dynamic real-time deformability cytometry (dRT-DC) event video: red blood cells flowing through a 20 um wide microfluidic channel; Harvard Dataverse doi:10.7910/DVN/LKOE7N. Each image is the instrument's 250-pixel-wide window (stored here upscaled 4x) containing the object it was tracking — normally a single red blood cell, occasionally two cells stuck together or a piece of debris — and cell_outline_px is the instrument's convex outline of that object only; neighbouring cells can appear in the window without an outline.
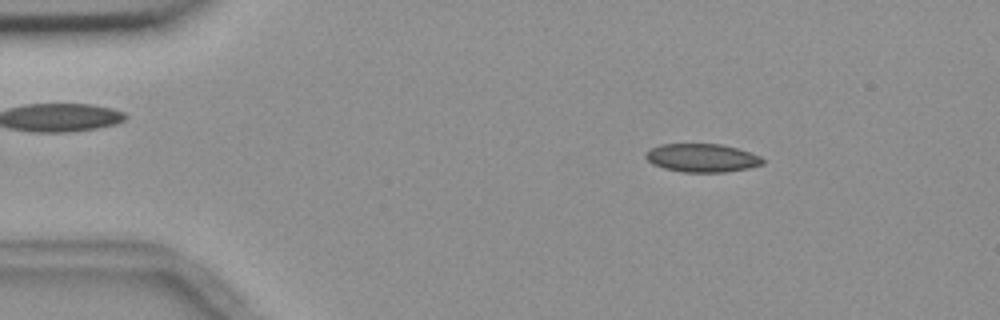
{"species": "common noctule bat (a hibernating species)", "species_latin": "Nyctalus noctula", "temperature_condition": "room temperature", "stored_images_in_passage": 4, "camera_frame_rate_fps": 3000, "um_per_image_px": 0.085, "animal": {"sex": "female", "body_mass_g": 18.4}, "frame": {"image": 1, "passage_image": 2, "time_ms": 1.0, "image_size_px": [1000, 320], "cell_outline_px": [[764, 164], [748, 168], [724, 172], [684, 172], [664, 168], [652, 164], [644, 156], [644, 152], [660, 144], [720, 144], [736, 148], [760, 156], [764, 160]], "centroid_in_image_um": [59.64, 13.42], "position_along_channel_um": 25.4, "area_um2": 19.25}}